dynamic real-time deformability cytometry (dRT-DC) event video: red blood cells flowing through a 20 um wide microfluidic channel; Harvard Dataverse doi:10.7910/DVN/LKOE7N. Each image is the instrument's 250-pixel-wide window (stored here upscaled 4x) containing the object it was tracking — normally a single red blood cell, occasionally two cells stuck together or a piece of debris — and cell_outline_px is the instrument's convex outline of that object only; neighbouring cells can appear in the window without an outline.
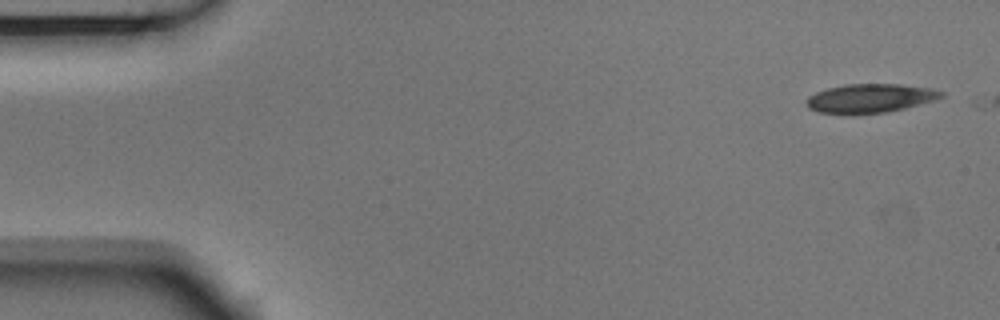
{"species": "Egyptian fruit bat (a non-hibernating species)", "species_latin": "Rousettus aegyptiacus", "temperature_condition": "room temperature", "stored_images_in_passage": 2, "camera_frame_rate_fps": 3000, "um_per_image_px": 0.085, "animal": {"sex": "male"}, "frame": {"image": 1, "passage_image": 1, "time_ms": 0.0, "image_size_px": [1000, 320], "cell_outline_px": [[944, 96], [932, 100], [904, 108], [888, 112], [816, 112], [808, 108], [804, 100], [808, 96], [816, 92], [828, 88], [844, 84], [900, 84], [932, 88], [944, 92]], "centroid_in_image_um": [73.94, 8.32], "position_along_channel_um": 11.1, "area_um2": 22.2}}